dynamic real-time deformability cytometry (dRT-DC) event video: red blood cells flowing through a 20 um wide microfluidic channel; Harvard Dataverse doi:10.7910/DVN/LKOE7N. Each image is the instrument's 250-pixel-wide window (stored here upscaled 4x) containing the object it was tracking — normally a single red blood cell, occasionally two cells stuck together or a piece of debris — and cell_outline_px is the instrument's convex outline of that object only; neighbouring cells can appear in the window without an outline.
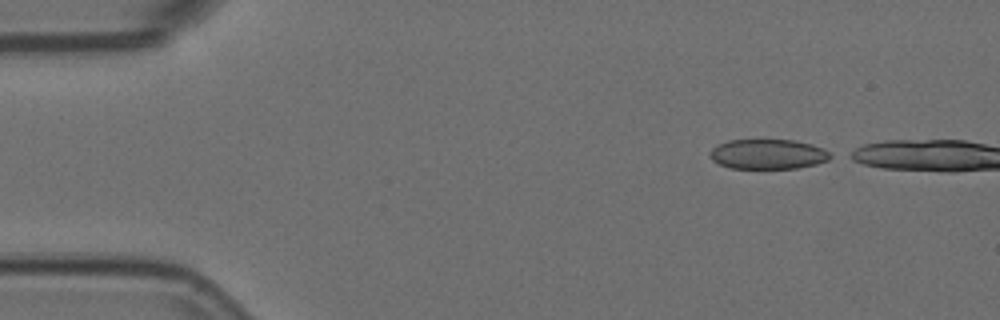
{"species": "Egyptian fruit bat (a non-hibernating species)", "species_latin": "Rousettus aegyptiacus", "temperature_condition": "room temperature", "stored_images_in_passage": 4, "camera_frame_rate_fps": 3000, "um_per_image_px": 0.085, "animal": {"sex": "female"}, "frame": {"image": 1, "passage_image": 1, "time_ms": 0.0, "image_size_px": [1000, 320], "cell_outline_px": [[828, 160], [796, 168], [732, 168], [720, 164], [712, 156], [712, 152], [720, 144], [732, 140], [788, 140], [808, 144], [820, 148], [828, 152]], "centroid_in_image_um": [65.28, 13.11], "position_along_channel_um": 19.7, "area_um2": 19.88}}